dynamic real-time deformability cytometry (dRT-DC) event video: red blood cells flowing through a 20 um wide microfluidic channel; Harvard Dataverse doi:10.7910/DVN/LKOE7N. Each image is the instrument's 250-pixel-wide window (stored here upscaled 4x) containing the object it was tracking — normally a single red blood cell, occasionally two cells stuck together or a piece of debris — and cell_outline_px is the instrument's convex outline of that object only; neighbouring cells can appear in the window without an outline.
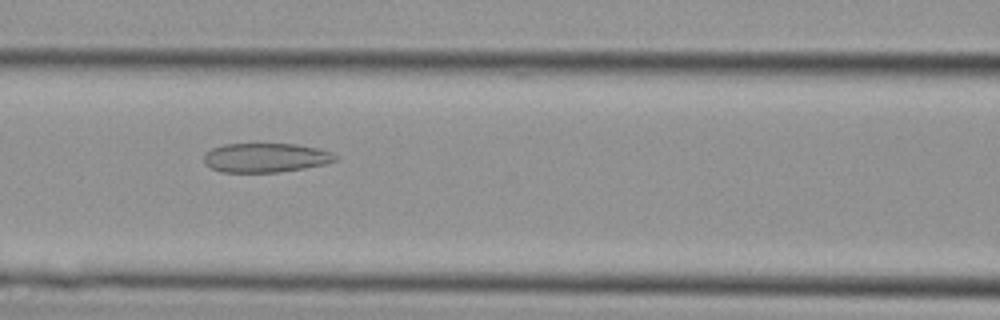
{"species": "Egyptian fruit bat (a non-hibernating species)", "species_latin": "Rousettus aegyptiacus", "temperature_condition": "cold", "stored_images_in_passage": 30, "camera_frame_rate_fps": 3000, "um_per_image_px": 0.085, "animal": {"sex": "female"}, "frame": {"image": 1, "passage_image": 9, "time_ms": 2.667, "image_size_px": [1000, 320], "cell_outline_px": [[340, 156], [336, 160], [324, 164], [304, 168], [276, 172], [220, 172], [204, 164], [204, 152], [212, 148], [224, 144], [296, 144], [316, 148], [332, 152]], "centroid_in_image_um": [22.56, 13.4], "position_along_channel_um": 144.0, "area_um2": 22.43}}
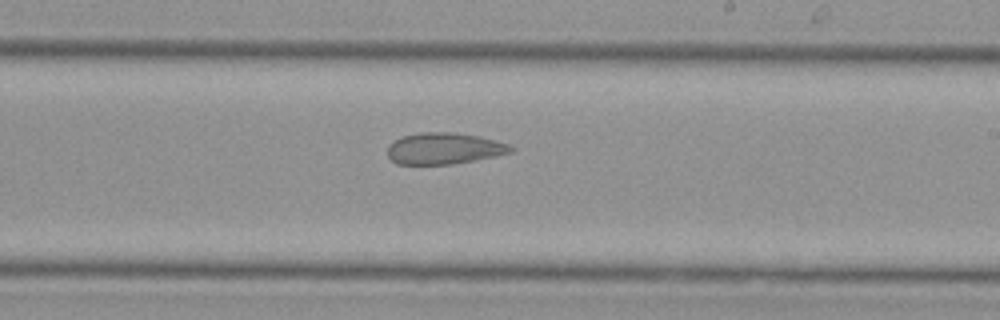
{"frame": {"image": 2, "passage_image": 15, "time_ms": 4.667, "image_size_px": [1000, 320], "cell_outline_px": [[516, 148], [512, 152], [496, 156], [476, 160], [452, 164], [396, 164], [388, 156], [388, 144], [392, 140], [404, 136], [420, 132], [452, 132], [480, 136], [508, 144]], "centroid_in_image_um": [37.75, 12.62], "position_along_channel_um": 251.3, "area_um2": 22.72}}
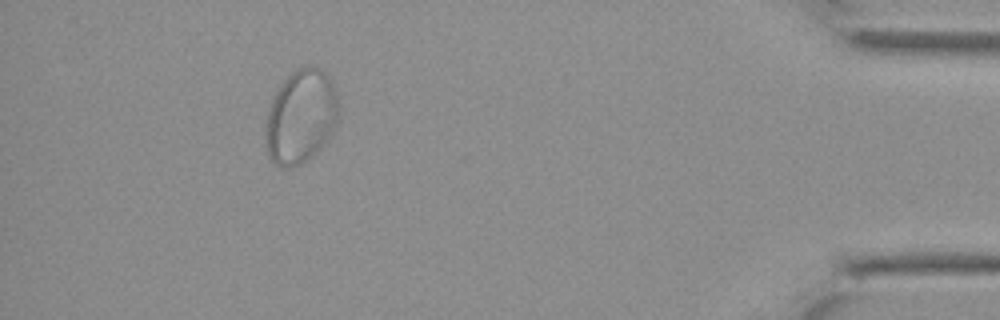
{"frame": {"image": 3, "passage_image": 27, "time_ms": 8.667, "image_size_px": [1000, 320], "cell_outline_px": [[340, 108], [336, 124], [332, 132], [320, 148], [300, 164], [288, 168], [280, 168], [272, 160], [268, 152], [264, 140], [264, 136], [268, 112], [272, 100], [276, 92], [284, 80], [296, 68], [308, 64], [320, 68], [328, 72], [336, 88]], "centroid_in_image_um": [25.6, 9.86], "position_along_channel_um": 409.6, "area_um2": 40.29}}